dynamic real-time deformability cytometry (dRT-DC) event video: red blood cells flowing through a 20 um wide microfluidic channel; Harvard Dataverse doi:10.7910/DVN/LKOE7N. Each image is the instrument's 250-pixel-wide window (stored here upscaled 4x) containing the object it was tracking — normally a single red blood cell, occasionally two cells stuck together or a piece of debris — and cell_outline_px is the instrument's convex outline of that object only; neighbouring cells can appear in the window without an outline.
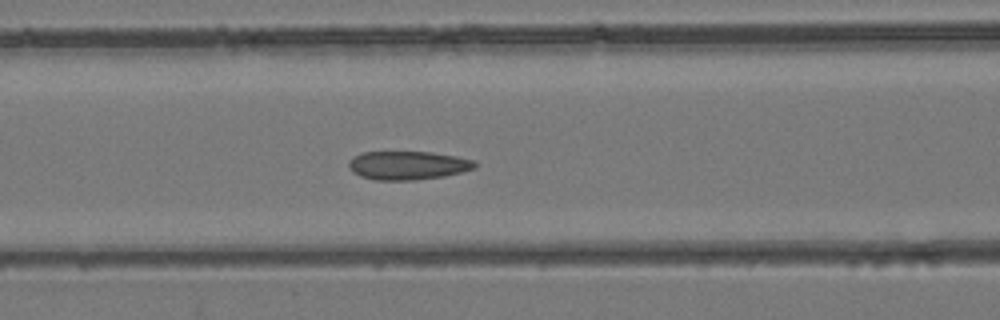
{"species": "common noctule bat (a hibernating species)", "species_latin": "Nyctalus noctula", "temperature_condition": "room temperature", "stored_images_in_passage": 45, "camera_frame_rate_fps": 3000, "um_per_image_px": 0.085, "animal": {"sex": "female", "body_mass_g": 24.6, "forearm_length_mm": 56.2}, "frame": {"image": 1, "passage_image": 19, "time_ms": 6.0, "image_size_px": [1000, 320], "cell_outline_px": [[476, 168], [444, 176], [416, 180], [376, 180], [360, 176], [352, 172], [348, 168], [348, 160], [352, 156], [364, 152], [432, 152], [456, 156], [476, 160]], "centroid_in_image_um": [34.64, 14.05], "position_along_channel_um": 132.0, "area_um2": 21.21}}
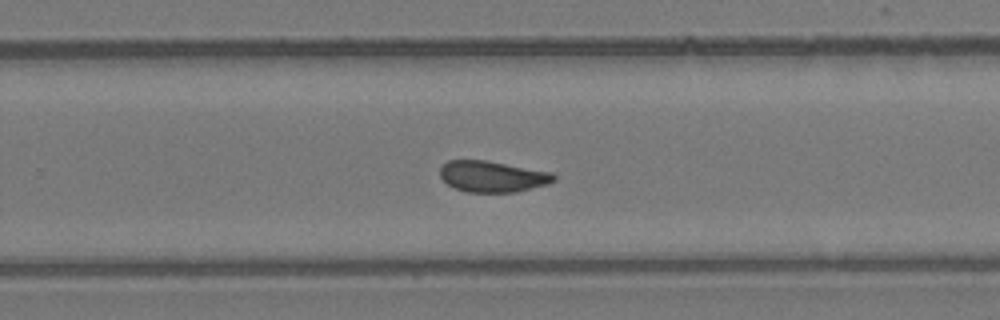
{"frame": {"image": 2, "passage_image": 29, "time_ms": 9.333, "image_size_px": [1000, 320], "cell_outline_px": [[556, 180], [548, 184], [516, 192], [468, 192], [452, 188], [440, 176], [440, 168], [448, 160], [488, 160], [552, 172], [556, 176]], "centroid_in_image_um": [41.87, 15.0], "position_along_channel_um": 287.9, "area_um2": 20.81}}
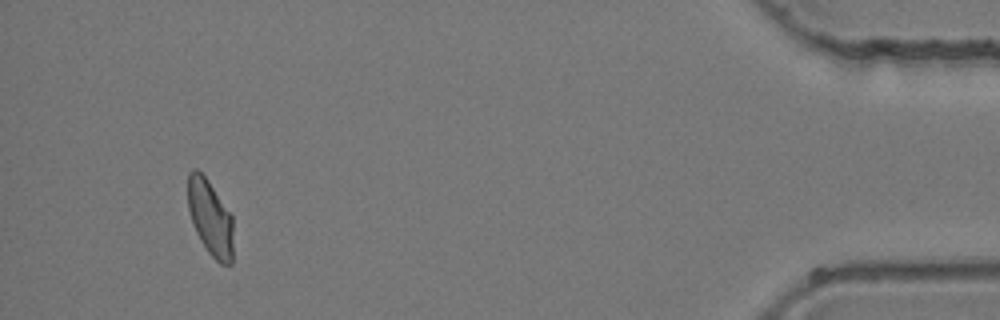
{"frame": {"image": 3, "passage_image": 42, "time_ms": 13.667, "image_size_px": [1000, 320], "cell_outline_px": [[232, 264], [220, 264], [208, 252], [200, 240], [196, 232], [188, 208], [188, 172], [192, 168], [196, 168], [208, 180], [232, 216]], "centroid_in_image_um": [17.86, 18.5], "position_along_channel_um": 417.3, "area_um2": 19.83}}